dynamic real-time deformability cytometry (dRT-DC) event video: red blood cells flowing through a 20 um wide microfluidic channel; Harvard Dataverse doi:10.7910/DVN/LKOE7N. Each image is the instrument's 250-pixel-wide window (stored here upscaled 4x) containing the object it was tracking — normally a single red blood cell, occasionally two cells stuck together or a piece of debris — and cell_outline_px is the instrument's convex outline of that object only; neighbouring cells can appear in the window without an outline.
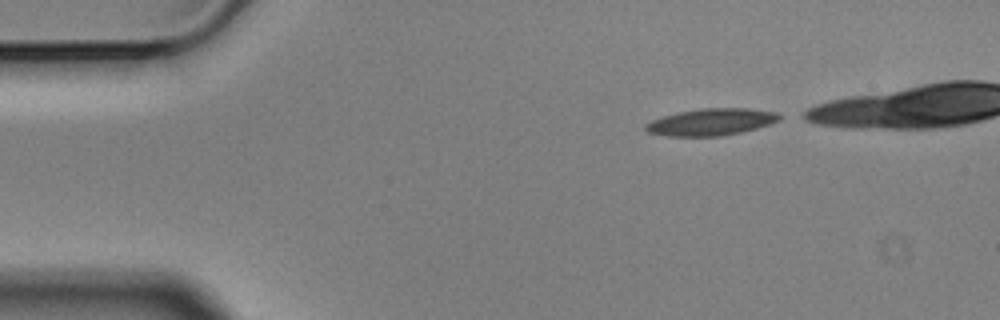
{"species": "Egyptian fruit bat (a non-hibernating species)", "species_latin": "Rousettus aegyptiacus", "temperature_condition": "cold", "stored_images_in_passage": 4, "camera_frame_rate_fps": 3000, "um_per_image_px": 0.085, "animal": {"sex": "male"}, "frame": {"image": 1, "passage_image": 1, "time_ms": 0.0, "image_size_px": [1000, 320], "cell_outline_px": [[784, 116], [780, 120], [756, 128], [740, 132], [720, 136], [668, 136], [648, 132], [644, 128], [644, 124], [652, 120], [664, 116], [680, 112], [700, 108], [748, 108], [776, 112]], "centroid_in_image_um": [60.46, 10.36], "position_along_channel_um": 24.5, "area_um2": 20.87}}